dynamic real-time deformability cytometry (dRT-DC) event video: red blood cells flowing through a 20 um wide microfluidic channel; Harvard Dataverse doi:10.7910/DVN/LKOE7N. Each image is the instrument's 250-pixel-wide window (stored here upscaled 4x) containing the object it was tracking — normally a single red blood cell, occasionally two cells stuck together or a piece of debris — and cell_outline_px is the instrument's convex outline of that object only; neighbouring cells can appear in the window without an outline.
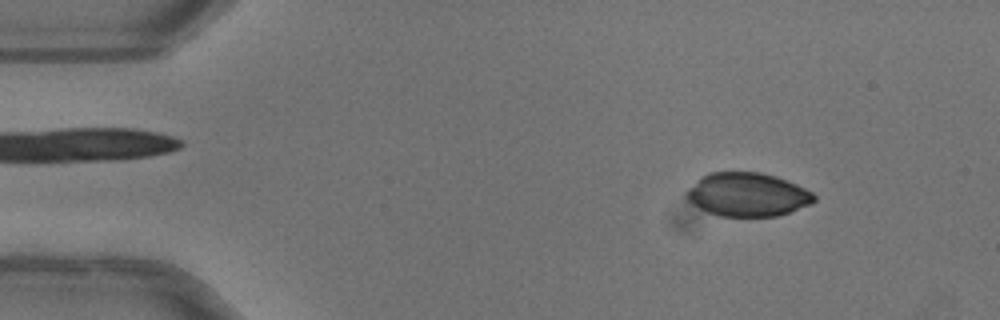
{"species": "common noctule bat (a hibernating species)", "species_latin": "Nyctalus noctula", "temperature_condition": "warm", "stored_images_in_passage": 50, "camera_frame_rate_fps": 3000, "um_per_image_px": 0.085, "animal": {"sex": "female"}, "frame": {"image": 1, "passage_image": 6, "time_ms": 1.667, "image_size_px": [1000, 320], "cell_outline_px": [[816, 200], [812, 204], [792, 212], [776, 216], [720, 216], [708, 212], [700, 208], [688, 200], [688, 188], [700, 176], [708, 172], [760, 172], [776, 176], [796, 184], [812, 192], [816, 196]], "centroid_in_image_um": [63.57, 16.53], "position_along_channel_um": 21.4, "area_um2": 32.48}}